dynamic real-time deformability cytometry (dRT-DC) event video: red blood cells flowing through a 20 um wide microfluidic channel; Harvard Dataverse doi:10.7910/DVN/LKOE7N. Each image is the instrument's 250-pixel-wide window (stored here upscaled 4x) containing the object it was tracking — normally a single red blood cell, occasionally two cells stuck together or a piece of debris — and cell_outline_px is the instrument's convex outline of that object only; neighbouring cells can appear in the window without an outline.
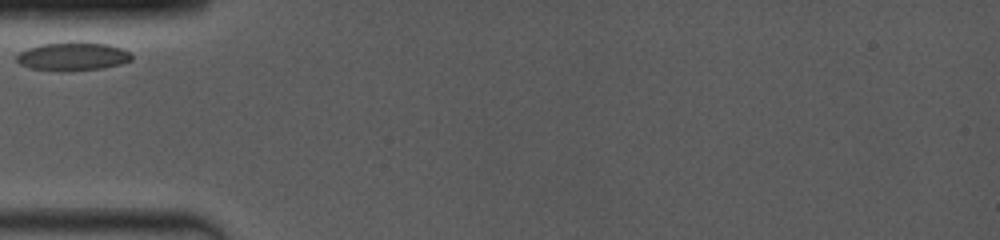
{"species": "common noctule bat (a hibernating species)", "species_latin": "Nyctalus noctula", "temperature_condition": "room temperature", "stored_images_in_passage": 3, "camera_frame_rate_fps": 4000, "um_per_image_px": 0.085, "animal": {"sex": "female", "body_mass_g": 19.0, "forearm_length_mm": 53.3}, "frame": {"image": 1, "passage_image": 1, "time_ms": 0.0, "image_size_px": [1000, 240], "cell_outline_px": [[132, 60], [120, 64], [100, 68], [64, 72], [60, 72], [28, 68], [20, 64], [16, 60], [16, 56], [20, 52], [28, 48], [40, 44], [72, 40], [108, 44], [120, 48], [128, 52], [132, 56]], "centroid_in_image_um": [6.14, 4.78], "position_along_channel_um": 78.9, "area_um2": 19.48}}